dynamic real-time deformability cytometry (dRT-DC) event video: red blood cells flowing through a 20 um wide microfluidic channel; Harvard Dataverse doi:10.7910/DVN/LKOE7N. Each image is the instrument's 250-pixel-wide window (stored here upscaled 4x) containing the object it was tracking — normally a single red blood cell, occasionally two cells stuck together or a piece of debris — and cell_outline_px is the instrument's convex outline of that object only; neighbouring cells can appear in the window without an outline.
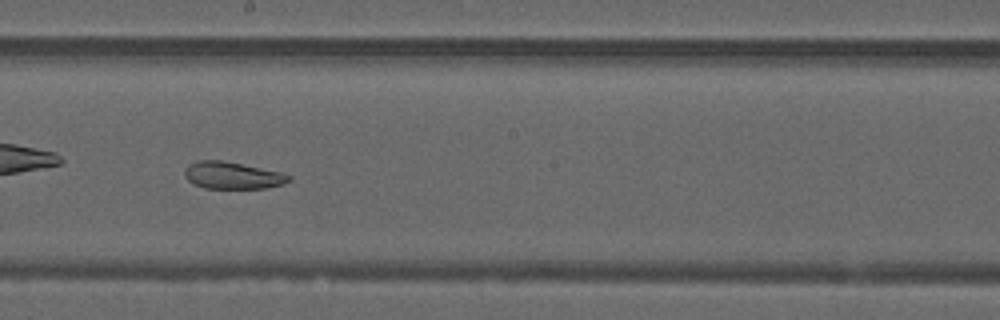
{"species": "common noctule bat (a hibernating species)", "species_latin": "Nyctalus noctula", "temperature_condition": "warm", "stored_images_in_passage": 52, "camera_frame_rate_fps": 3000, "um_per_image_px": 0.085, "animal": {"sex": "male", "forearm_length_mm": 52.5}, "frame": {"image": 1, "passage_image": 30, "time_ms": 9.667, "image_size_px": [1000, 320], "cell_outline_px": [[292, 180], [284, 184], [264, 188], [204, 188], [192, 184], [184, 176], [184, 172], [188, 164], [196, 160], [220, 160], [280, 172], [292, 176]], "centroid_in_image_um": [19.73, 14.91], "position_along_channel_um": 228.5, "area_um2": 16.42}, "authors_computed_cell_mechanics": {"area_um2": 22.4553, "velocity_mm_per_s": 3.9822, "shape_relaxation_time_tau1_ms": null, "shape_relaxation_time_tau2_ms": 2.3151, "deformation_change_tau1": null, "deformation_change_tau2": 0.0868}}